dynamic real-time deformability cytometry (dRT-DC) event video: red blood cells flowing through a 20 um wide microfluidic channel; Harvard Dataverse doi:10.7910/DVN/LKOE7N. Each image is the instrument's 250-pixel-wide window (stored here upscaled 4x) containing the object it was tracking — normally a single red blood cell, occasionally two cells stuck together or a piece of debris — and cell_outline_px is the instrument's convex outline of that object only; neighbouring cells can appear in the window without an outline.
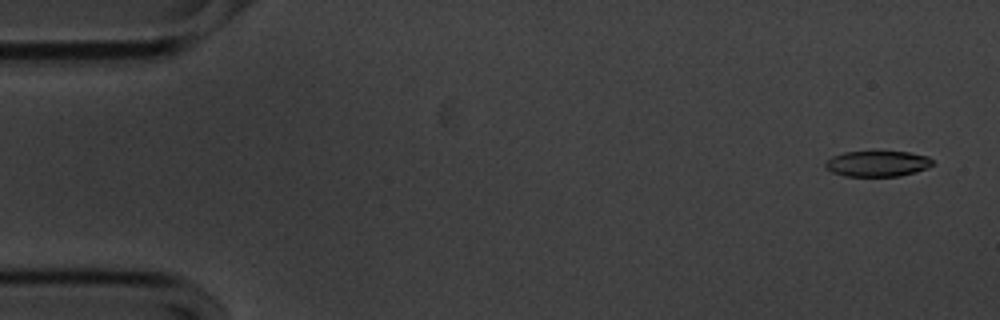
{"species": "common noctule bat (a hibernating species)", "species_latin": "Nyctalus noctula", "temperature_condition": "cold", "stored_images_in_passage": 56, "camera_frame_rate_fps": 3000, "um_per_image_px": 0.085, "animal": {"sex": "male", "body_mass_g": 20.1, "forearm_length_mm": 53.5}, "frame": {"image": 1, "passage_image": 3, "time_ms": 0.667, "image_size_px": [1000, 320], "cell_outline_px": [[936, 164], [928, 168], [916, 172], [900, 176], [844, 176], [832, 172], [824, 168], [824, 164], [832, 156], [844, 152], [872, 148], [908, 152], [928, 156]], "centroid_in_image_um": [74.59, 13.86], "position_along_channel_um": 10.4, "area_um2": 17.11}}
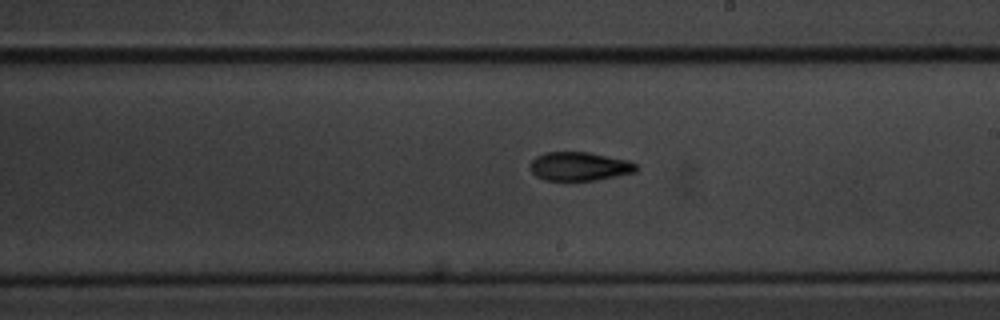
{"frame": {"image": 2, "passage_image": 32, "time_ms": 10.333, "image_size_px": [1000, 320], "cell_outline_px": [[640, 168], [636, 172], [596, 180], [544, 180], [536, 176], [528, 168], [528, 164], [536, 156], [544, 152], [588, 152], [628, 160], [636, 164]], "centroid_in_image_um": [49.23, 14.14], "position_along_channel_um": 239.8, "area_um2": 17.92}}
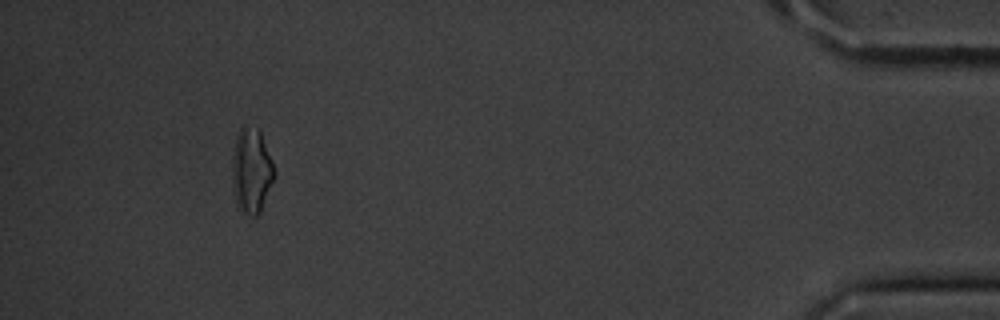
{"frame": {"image": 3, "passage_image": 52, "time_ms": 17.0, "image_size_px": [1000, 320], "cell_outline_px": [[276, 176], [260, 212], [256, 216], [252, 216], [244, 212], [240, 208], [236, 200], [232, 180], [232, 148], [236, 132], [244, 124], [260, 128], [272, 160], [276, 172]], "centroid_in_image_um": [21.38, 14.41], "position_along_channel_um": 413.8, "area_um2": 21.39}, "authors_computed_cell_mechanics": {"area_um2": 17.5423, "velocity_mm_per_s": 3.5772, "shape_relaxation_time_tau1_ms": 6.827, "shape_relaxation_time_tau2_ms": 4.1804, "deformation_change_tau1": 0.1787, "deformation_change_tau2": 0.1264}}